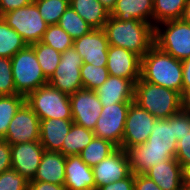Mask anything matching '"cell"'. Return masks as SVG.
Here are the masks:
<instances>
[{
  "instance_id": "7dc6e473",
  "label": "cell",
  "mask_w": 190,
  "mask_h": 190,
  "mask_svg": "<svg viewBox=\"0 0 190 190\" xmlns=\"http://www.w3.org/2000/svg\"><path fill=\"white\" fill-rule=\"evenodd\" d=\"M181 20L190 25V0H187Z\"/></svg>"
},
{
  "instance_id": "44dd1931",
  "label": "cell",
  "mask_w": 190,
  "mask_h": 190,
  "mask_svg": "<svg viewBox=\"0 0 190 190\" xmlns=\"http://www.w3.org/2000/svg\"><path fill=\"white\" fill-rule=\"evenodd\" d=\"M66 156L61 152L44 151L36 175L29 181L64 185Z\"/></svg>"
},
{
  "instance_id": "4fadbf2b",
  "label": "cell",
  "mask_w": 190,
  "mask_h": 190,
  "mask_svg": "<svg viewBox=\"0 0 190 190\" xmlns=\"http://www.w3.org/2000/svg\"><path fill=\"white\" fill-rule=\"evenodd\" d=\"M92 170L95 179V190L98 187L125 179L132 173L128 154L121 147H118L99 164L93 166Z\"/></svg>"
},
{
  "instance_id": "2e32d148",
  "label": "cell",
  "mask_w": 190,
  "mask_h": 190,
  "mask_svg": "<svg viewBox=\"0 0 190 190\" xmlns=\"http://www.w3.org/2000/svg\"><path fill=\"white\" fill-rule=\"evenodd\" d=\"M106 67L109 75L129 79L135 84L140 79L141 58L124 48L109 45Z\"/></svg>"
},
{
  "instance_id": "60d3db41",
  "label": "cell",
  "mask_w": 190,
  "mask_h": 190,
  "mask_svg": "<svg viewBox=\"0 0 190 190\" xmlns=\"http://www.w3.org/2000/svg\"><path fill=\"white\" fill-rule=\"evenodd\" d=\"M96 190H134V173H131L125 179L98 187Z\"/></svg>"
},
{
  "instance_id": "c3c4849f",
  "label": "cell",
  "mask_w": 190,
  "mask_h": 190,
  "mask_svg": "<svg viewBox=\"0 0 190 190\" xmlns=\"http://www.w3.org/2000/svg\"><path fill=\"white\" fill-rule=\"evenodd\" d=\"M117 0H99V2L108 10L109 13L112 12L116 5Z\"/></svg>"
},
{
  "instance_id": "d590c367",
  "label": "cell",
  "mask_w": 190,
  "mask_h": 190,
  "mask_svg": "<svg viewBox=\"0 0 190 190\" xmlns=\"http://www.w3.org/2000/svg\"><path fill=\"white\" fill-rule=\"evenodd\" d=\"M18 94L14 86L11 59L0 57V96Z\"/></svg>"
},
{
  "instance_id": "ab89813d",
  "label": "cell",
  "mask_w": 190,
  "mask_h": 190,
  "mask_svg": "<svg viewBox=\"0 0 190 190\" xmlns=\"http://www.w3.org/2000/svg\"><path fill=\"white\" fill-rule=\"evenodd\" d=\"M12 168L10 144L0 139V174Z\"/></svg>"
},
{
  "instance_id": "f907efd6",
  "label": "cell",
  "mask_w": 190,
  "mask_h": 190,
  "mask_svg": "<svg viewBox=\"0 0 190 190\" xmlns=\"http://www.w3.org/2000/svg\"><path fill=\"white\" fill-rule=\"evenodd\" d=\"M183 190H190V186H184Z\"/></svg>"
},
{
  "instance_id": "83f0119b",
  "label": "cell",
  "mask_w": 190,
  "mask_h": 190,
  "mask_svg": "<svg viewBox=\"0 0 190 190\" xmlns=\"http://www.w3.org/2000/svg\"><path fill=\"white\" fill-rule=\"evenodd\" d=\"M117 148L118 147L112 142L94 136L92 141L81 151L79 156L84 163L93 167L113 153Z\"/></svg>"
},
{
  "instance_id": "4dcf8cb0",
  "label": "cell",
  "mask_w": 190,
  "mask_h": 190,
  "mask_svg": "<svg viewBox=\"0 0 190 190\" xmlns=\"http://www.w3.org/2000/svg\"><path fill=\"white\" fill-rule=\"evenodd\" d=\"M58 25L67 32L73 40L80 38L93 29L71 6L62 14Z\"/></svg>"
},
{
  "instance_id": "7402d4cb",
  "label": "cell",
  "mask_w": 190,
  "mask_h": 190,
  "mask_svg": "<svg viewBox=\"0 0 190 190\" xmlns=\"http://www.w3.org/2000/svg\"><path fill=\"white\" fill-rule=\"evenodd\" d=\"M73 124L72 119L40 120V143L46 151L59 152Z\"/></svg>"
},
{
  "instance_id": "836d02e7",
  "label": "cell",
  "mask_w": 190,
  "mask_h": 190,
  "mask_svg": "<svg viewBox=\"0 0 190 190\" xmlns=\"http://www.w3.org/2000/svg\"><path fill=\"white\" fill-rule=\"evenodd\" d=\"M41 42L51 46L58 52L63 53L68 48L73 47L74 40L57 24L48 25Z\"/></svg>"
},
{
  "instance_id": "b9f144b4",
  "label": "cell",
  "mask_w": 190,
  "mask_h": 190,
  "mask_svg": "<svg viewBox=\"0 0 190 190\" xmlns=\"http://www.w3.org/2000/svg\"><path fill=\"white\" fill-rule=\"evenodd\" d=\"M134 190H162L145 174H134Z\"/></svg>"
},
{
  "instance_id": "8d00e7d4",
  "label": "cell",
  "mask_w": 190,
  "mask_h": 190,
  "mask_svg": "<svg viewBox=\"0 0 190 190\" xmlns=\"http://www.w3.org/2000/svg\"><path fill=\"white\" fill-rule=\"evenodd\" d=\"M29 181L14 169L0 174V190H28Z\"/></svg>"
},
{
  "instance_id": "e575fe53",
  "label": "cell",
  "mask_w": 190,
  "mask_h": 190,
  "mask_svg": "<svg viewBox=\"0 0 190 190\" xmlns=\"http://www.w3.org/2000/svg\"><path fill=\"white\" fill-rule=\"evenodd\" d=\"M83 88L96 90L109 77L106 66L98 67L93 64L83 63L80 69Z\"/></svg>"
},
{
  "instance_id": "ffe728a7",
  "label": "cell",
  "mask_w": 190,
  "mask_h": 190,
  "mask_svg": "<svg viewBox=\"0 0 190 190\" xmlns=\"http://www.w3.org/2000/svg\"><path fill=\"white\" fill-rule=\"evenodd\" d=\"M145 175L162 190H183L182 166L175 158L154 165Z\"/></svg>"
},
{
  "instance_id": "5bb4252c",
  "label": "cell",
  "mask_w": 190,
  "mask_h": 190,
  "mask_svg": "<svg viewBox=\"0 0 190 190\" xmlns=\"http://www.w3.org/2000/svg\"><path fill=\"white\" fill-rule=\"evenodd\" d=\"M76 51L81 55L83 63L95 66H107L109 42L103 29H92L89 33L74 40Z\"/></svg>"
},
{
  "instance_id": "cb8c5ba5",
  "label": "cell",
  "mask_w": 190,
  "mask_h": 190,
  "mask_svg": "<svg viewBox=\"0 0 190 190\" xmlns=\"http://www.w3.org/2000/svg\"><path fill=\"white\" fill-rule=\"evenodd\" d=\"M148 140L143 143L145 150L173 151L176 154L177 141L174 124L167 119H157L152 126Z\"/></svg>"
},
{
  "instance_id": "f35d334b",
  "label": "cell",
  "mask_w": 190,
  "mask_h": 190,
  "mask_svg": "<svg viewBox=\"0 0 190 190\" xmlns=\"http://www.w3.org/2000/svg\"><path fill=\"white\" fill-rule=\"evenodd\" d=\"M175 159L181 166L190 163V132L181 137L177 142Z\"/></svg>"
},
{
  "instance_id": "7c38bea8",
  "label": "cell",
  "mask_w": 190,
  "mask_h": 190,
  "mask_svg": "<svg viewBox=\"0 0 190 190\" xmlns=\"http://www.w3.org/2000/svg\"><path fill=\"white\" fill-rule=\"evenodd\" d=\"M69 99L72 121L87 129L94 130L103 107L96 91L81 88L71 94Z\"/></svg>"
},
{
  "instance_id": "9c48e42d",
  "label": "cell",
  "mask_w": 190,
  "mask_h": 190,
  "mask_svg": "<svg viewBox=\"0 0 190 190\" xmlns=\"http://www.w3.org/2000/svg\"><path fill=\"white\" fill-rule=\"evenodd\" d=\"M130 104L116 103L102 105L100 117L93 130L95 136L108 140L117 147H121L127 111Z\"/></svg>"
},
{
  "instance_id": "6da1fadb",
  "label": "cell",
  "mask_w": 190,
  "mask_h": 190,
  "mask_svg": "<svg viewBox=\"0 0 190 190\" xmlns=\"http://www.w3.org/2000/svg\"><path fill=\"white\" fill-rule=\"evenodd\" d=\"M109 45L124 48L142 58L154 45V26L136 19L122 21L110 16L104 25Z\"/></svg>"
},
{
  "instance_id": "ac0fdd59",
  "label": "cell",
  "mask_w": 190,
  "mask_h": 190,
  "mask_svg": "<svg viewBox=\"0 0 190 190\" xmlns=\"http://www.w3.org/2000/svg\"><path fill=\"white\" fill-rule=\"evenodd\" d=\"M102 105L134 102L135 84L125 78L109 75L96 90Z\"/></svg>"
},
{
  "instance_id": "3957f363",
  "label": "cell",
  "mask_w": 190,
  "mask_h": 190,
  "mask_svg": "<svg viewBox=\"0 0 190 190\" xmlns=\"http://www.w3.org/2000/svg\"><path fill=\"white\" fill-rule=\"evenodd\" d=\"M134 102L157 119H167L184 108V97L179 92L141 78L135 83Z\"/></svg>"
},
{
  "instance_id": "277c9868",
  "label": "cell",
  "mask_w": 190,
  "mask_h": 190,
  "mask_svg": "<svg viewBox=\"0 0 190 190\" xmlns=\"http://www.w3.org/2000/svg\"><path fill=\"white\" fill-rule=\"evenodd\" d=\"M11 67L16 92L24 97L48 84L31 45L19 50L11 58Z\"/></svg>"
},
{
  "instance_id": "f546056e",
  "label": "cell",
  "mask_w": 190,
  "mask_h": 190,
  "mask_svg": "<svg viewBox=\"0 0 190 190\" xmlns=\"http://www.w3.org/2000/svg\"><path fill=\"white\" fill-rule=\"evenodd\" d=\"M31 46L34 48L38 63L46 79L49 80L59 65L61 53L41 41L31 44Z\"/></svg>"
},
{
  "instance_id": "d6986e66",
  "label": "cell",
  "mask_w": 190,
  "mask_h": 190,
  "mask_svg": "<svg viewBox=\"0 0 190 190\" xmlns=\"http://www.w3.org/2000/svg\"><path fill=\"white\" fill-rule=\"evenodd\" d=\"M126 152L130 170L134 174H145L154 165L175 158L173 151L145 150L144 144L134 145Z\"/></svg>"
},
{
  "instance_id": "30bf717a",
  "label": "cell",
  "mask_w": 190,
  "mask_h": 190,
  "mask_svg": "<svg viewBox=\"0 0 190 190\" xmlns=\"http://www.w3.org/2000/svg\"><path fill=\"white\" fill-rule=\"evenodd\" d=\"M156 120L151 113L132 102L127 111L121 148L126 151L134 145L145 143Z\"/></svg>"
},
{
  "instance_id": "d4e9b609",
  "label": "cell",
  "mask_w": 190,
  "mask_h": 190,
  "mask_svg": "<svg viewBox=\"0 0 190 190\" xmlns=\"http://www.w3.org/2000/svg\"><path fill=\"white\" fill-rule=\"evenodd\" d=\"M70 6L93 29H103L110 17V13L99 0H70Z\"/></svg>"
},
{
  "instance_id": "681fc988",
  "label": "cell",
  "mask_w": 190,
  "mask_h": 190,
  "mask_svg": "<svg viewBox=\"0 0 190 190\" xmlns=\"http://www.w3.org/2000/svg\"><path fill=\"white\" fill-rule=\"evenodd\" d=\"M184 108L190 109V92L184 96Z\"/></svg>"
},
{
  "instance_id": "f6af8a7d",
  "label": "cell",
  "mask_w": 190,
  "mask_h": 190,
  "mask_svg": "<svg viewBox=\"0 0 190 190\" xmlns=\"http://www.w3.org/2000/svg\"><path fill=\"white\" fill-rule=\"evenodd\" d=\"M28 190H66V188L64 185L41 181H29Z\"/></svg>"
},
{
  "instance_id": "7a4b0ae2",
  "label": "cell",
  "mask_w": 190,
  "mask_h": 190,
  "mask_svg": "<svg viewBox=\"0 0 190 190\" xmlns=\"http://www.w3.org/2000/svg\"><path fill=\"white\" fill-rule=\"evenodd\" d=\"M182 61L163 52L156 45L141 58L140 78L179 92L183 86Z\"/></svg>"
},
{
  "instance_id": "484cf974",
  "label": "cell",
  "mask_w": 190,
  "mask_h": 190,
  "mask_svg": "<svg viewBox=\"0 0 190 190\" xmlns=\"http://www.w3.org/2000/svg\"><path fill=\"white\" fill-rule=\"evenodd\" d=\"M95 134L93 130L87 129L73 122L70 131L66 135L62 149L59 151L65 156L79 155L92 141Z\"/></svg>"
},
{
  "instance_id": "d6a6232c",
  "label": "cell",
  "mask_w": 190,
  "mask_h": 190,
  "mask_svg": "<svg viewBox=\"0 0 190 190\" xmlns=\"http://www.w3.org/2000/svg\"><path fill=\"white\" fill-rule=\"evenodd\" d=\"M39 13L48 25H57L70 6V0H34Z\"/></svg>"
},
{
  "instance_id": "4316f807",
  "label": "cell",
  "mask_w": 190,
  "mask_h": 190,
  "mask_svg": "<svg viewBox=\"0 0 190 190\" xmlns=\"http://www.w3.org/2000/svg\"><path fill=\"white\" fill-rule=\"evenodd\" d=\"M187 0H153V26L181 19Z\"/></svg>"
},
{
  "instance_id": "8fae6325",
  "label": "cell",
  "mask_w": 190,
  "mask_h": 190,
  "mask_svg": "<svg viewBox=\"0 0 190 190\" xmlns=\"http://www.w3.org/2000/svg\"><path fill=\"white\" fill-rule=\"evenodd\" d=\"M3 140L10 145L40 140V119L26 102L12 118Z\"/></svg>"
},
{
  "instance_id": "5b68a950",
  "label": "cell",
  "mask_w": 190,
  "mask_h": 190,
  "mask_svg": "<svg viewBox=\"0 0 190 190\" xmlns=\"http://www.w3.org/2000/svg\"><path fill=\"white\" fill-rule=\"evenodd\" d=\"M26 104L40 120L72 119L69 95L50 84L40 86L25 97Z\"/></svg>"
},
{
  "instance_id": "9a60e30c",
  "label": "cell",
  "mask_w": 190,
  "mask_h": 190,
  "mask_svg": "<svg viewBox=\"0 0 190 190\" xmlns=\"http://www.w3.org/2000/svg\"><path fill=\"white\" fill-rule=\"evenodd\" d=\"M12 169L24 176L28 181L36 175L44 154V146L40 141L10 145Z\"/></svg>"
},
{
  "instance_id": "bcb514c9",
  "label": "cell",
  "mask_w": 190,
  "mask_h": 190,
  "mask_svg": "<svg viewBox=\"0 0 190 190\" xmlns=\"http://www.w3.org/2000/svg\"><path fill=\"white\" fill-rule=\"evenodd\" d=\"M182 180L184 186H190V163L182 165Z\"/></svg>"
},
{
  "instance_id": "1f68e13d",
  "label": "cell",
  "mask_w": 190,
  "mask_h": 190,
  "mask_svg": "<svg viewBox=\"0 0 190 190\" xmlns=\"http://www.w3.org/2000/svg\"><path fill=\"white\" fill-rule=\"evenodd\" d=\"M24 103L25 97L20 94L0 96V139L5 137L12 118Z\"/></svg>"
},
{
  "instance_id": "ba28073f",
  "label": "cell",
  "mask_w": 190,
  "mask_h": 190,
  "mask_svg": "<svg viewBox=\"0 0 190 190\" xmlns=\"http://www.w3.org/2000/svg\"><path fill=\"white\" fill-rule=\"evenodd\" d=\"M83 65L81 55L73 47L61 53V60L54 74L48 80V84L71 95L83 88L80 69Z\"/></svg>"
},
{
  "instance_id": "8992f818",
  "label": "cell",
  "mask_w": 190,
  "mask_h": 190,
  "mask_svg": "<svg viewBox=\"0 0 190 190\" xmlns=\"http://www.w3.org/2000/svg\"><path fill=\"white\" fill-rule=\"evenodd\" d=\"M154 45L178 60L190 57V25L176 19L154 27Z\"/></svg>"
},
{
  "instance_id": "7bdbcfd3",
  "label": "cell",
  "mask_w": 190,
  "mask_h": 190,
  "mask_svg": "<svg viewBox=\"0 0 190 190\" xmlns=\"http://www.w3.org/2000/svg\"><path fill=\"white\" fill-rule=\"evenodd\" d=\"M33 2L34 0H0V16L8 11L30 5Z\"/></svg>"
},
{
  "instance_id": "52a82bcc",
  "label": "cell",
  "mask_w": 190,
  "mask_h": 190,
  "mask_svg": "<svg viewBox=\"0 0 190 190\" xmlns=\"http://www.w3.org/2000/svg\"><path fill=\"white\" fill-rule=\"evenodd\" d=\"M1 17L9 27L15 29L22 36L27 45L40 42L48 27L34 2L8 11Z\"/></svg>"
},
{
  "instance_id": "f1b7e54d",
  "label": "cell",
  "mask_w": 190,
  "mask_h": 190,
  "mask_svg": "<svg viewBox=\"0 0 190 190\" xmlns=\"http://www.w3.org/2000/svg\"><path fill=\"white\" fill-rule=\"evenodd\" d=\"M26 46L27 43L22 36L15 29L9 27L0 16V57L11 59Z\"/></svg>"
},
{
  "instance_id": "e0dca14e",
  "label": "cell",
  "mask_w": 190,
  "mask_h": 190,
  "mask_svg": "<svg viewBox=\"0 0 190 190\" xmlns=\"http://www.w3.org/2000/svg\"><path fill=\"white\" fill-rule=\"evenodd\" d=\"M64 186L66 190H95L92 167L79 155L66 156Z\"/></svg>"
},
{
  "instance_id": "74e56055",
  "label": "cell",
  "mask_w": 190,
  "mask_h": 190,
  "mask_svg": "<svg viewBox=\"0 0 190 190\" xmlns=\"http://www.w3.org/2000/svg\"><path fill=\"white\" fill-rule=\"evenodd\" d=\"M174 124L176 141L190 132V111L183 108L178 113L168 118Z\"/></svg>"
},
{
  "instance_id": "ee69618b",
  "label": "cell",
  "mask_w": 190,
  "mask_h": 190,
  "mask_svg": "<svg viewBox=\"0 0 190 190\" xmlns=\"http://www.w3.org/2000/svg\"><path fill=\"white\" fill-rule=\"evenodd\" d=\"M182 67H183L182 96L184 97L188 92H190V57L182 60Z\"/></svg>"
},
{
  "instance_id": "603a6c76",
  "label": "cell",
  "mask_w": 190,
  "mask_h": 190,
  "mask_svg": "<svg viewBox=\"0 0 190 190\" xmlns=\"http://www.w3.org/2000/svg\"><path fill=\"white\" fill-rule=\"evenodd\" d=\"M110 16L122 21L136 19L153 25V0H117Z\"/></svg>"
}]
</instances>
